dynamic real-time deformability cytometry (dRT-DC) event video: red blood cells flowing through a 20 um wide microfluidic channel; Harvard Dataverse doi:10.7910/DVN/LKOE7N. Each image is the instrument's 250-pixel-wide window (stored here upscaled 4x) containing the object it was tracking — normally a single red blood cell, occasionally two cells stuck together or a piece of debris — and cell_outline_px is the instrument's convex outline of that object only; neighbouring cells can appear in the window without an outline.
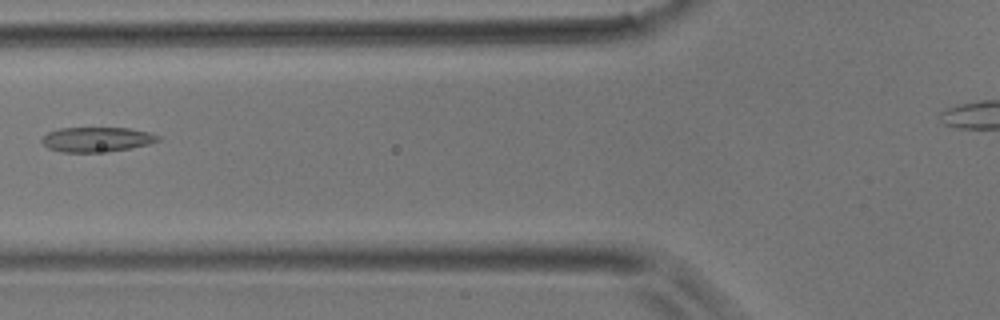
{"species": "common noctule bat (a hibernating species)", "species_latin": "Nyctalus noctula", "temperature_condition": "room temperature", "stored_images_in_passage": 3, "camera_frame_rate_fps": 3000, "um_per_image_px": 0.085, "animal": {"sex": "male", "body_mass_g": 17.9}, "frame": {"image": 1, "passage_image": 3, "time_ms": 0.667, "image_size_px": [1000, 320], "cell_outline_px": [[160, 140], [148, 144], [132, 148], [108, 152], [60, 152], [48, 148], [40, 140], [48, 132], [60, 128], [128, 128], [148, 132], [160, 136]], "centroid_in_image_um": [8.22, 11.86], "position_along_channel_um": 117.6, "area_um2": 16.82}}